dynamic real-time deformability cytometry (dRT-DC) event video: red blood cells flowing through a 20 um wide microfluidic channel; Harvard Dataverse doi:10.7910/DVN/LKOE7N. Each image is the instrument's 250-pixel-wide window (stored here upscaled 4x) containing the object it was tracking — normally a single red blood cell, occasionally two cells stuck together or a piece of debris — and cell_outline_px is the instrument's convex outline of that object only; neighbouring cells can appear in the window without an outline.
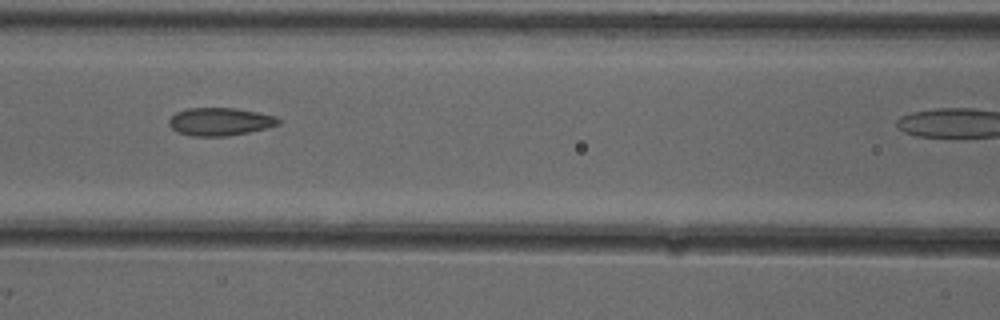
{"species": "common noctule bat (a hibernating species)", "species_latin": "Nyctalus noctula", "temperature_condition": "cold", "stored_images_in_passage": 5, "camera_frame_rate_fps": 3000, "um_per_image_px": 0.085, "animal": {"sex": "female"}, "frame": {"image": 1, "passage_image": 4, "time_ms": 1.0, "image_size_px": [1000, 320], "cell_outline_px": [[280, 124], [268, 128], [228, 136], [192, 136], [176, 132], [168, 124], [168, 120], [176, 112], [188, 108], [236, 108], [276, 116], [280, 120]], "centroid_in_image_um": [18.69, 10.34], "position_along_channel_um": 147.9, "area_um2": 17.86}}